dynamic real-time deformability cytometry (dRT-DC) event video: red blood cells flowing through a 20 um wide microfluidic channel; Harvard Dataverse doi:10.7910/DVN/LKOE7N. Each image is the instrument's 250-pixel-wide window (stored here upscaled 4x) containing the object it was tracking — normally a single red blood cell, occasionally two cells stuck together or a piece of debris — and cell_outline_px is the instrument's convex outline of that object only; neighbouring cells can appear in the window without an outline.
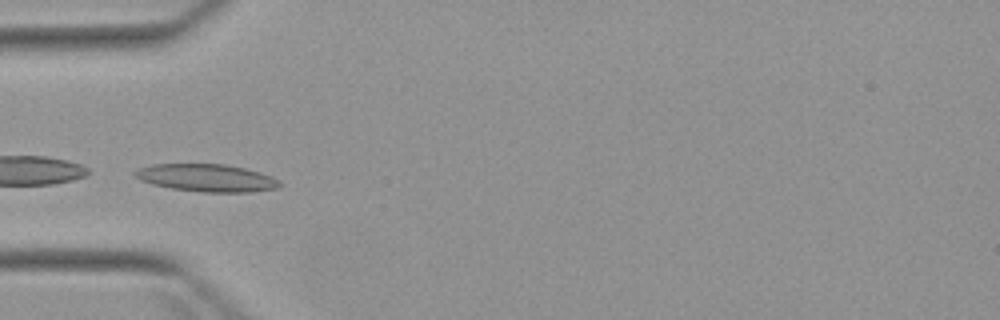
{"species": "Egyptian fruit bat (a non-hibernating species)", "species_latin": "Rousettus aegyptiacus", "temperature_condition": "warm", "stored_images_in_passage": 3, "camera_frame_rate_fps": 3000, "um_per_image_px": 0.085, "animal": {"sex": "female"}, "frame": {"image": 1, "passage_image": 3, "time_ms": 2.333, "image_size_px": [1000, 320], "cell_outline_px": [[280, 184], [276, 188], [252, 192], [204, 192], [172, 188], [152, 184], [140, 180], [132, 172], [136, 168], [152, 164], [224, 164], [244, 168], [260, 172], [272, 176], [280, 180]], "centroid_in_image_um": [17.55, 15.11], "position_along_channel_um": 67.5, "area_um2": 23.24}}